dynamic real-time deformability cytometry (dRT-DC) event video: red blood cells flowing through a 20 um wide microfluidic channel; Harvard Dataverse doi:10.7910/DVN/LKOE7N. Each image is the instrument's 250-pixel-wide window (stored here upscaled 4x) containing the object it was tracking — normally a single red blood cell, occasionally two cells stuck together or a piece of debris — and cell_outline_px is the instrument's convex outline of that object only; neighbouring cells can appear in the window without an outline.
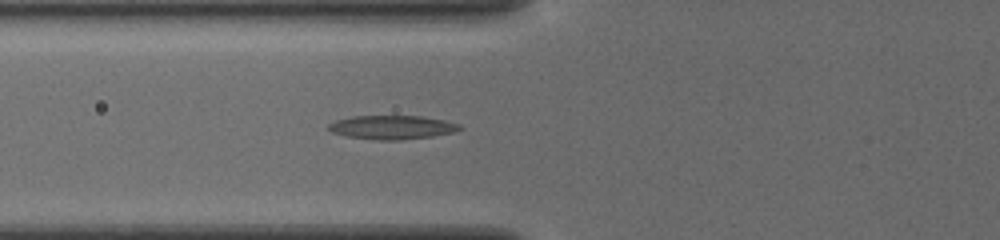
{"species": "common noctule bat (a hibernating species)", "species_latin": "Nyctalus noctula", "temperature_condition": "cold", "stored_images_in_passage": 40, "camera_frame_rate_fps": 3000, "um_per_image_px": 0.085, "animal": {"sex": "female", "body_mass_g": 19.5, "forearm_length_mm": 54.1}, "frame": {"image": 1, "passage_image": 8, "time_ms": 2.333, "image_size_px": [1000, 240], "cell_outline_px": [[464, 128], [456, 132], [432, 136], [400, 140], [376, 140], [348, 136], [332, 132], [328, 128], [328, 124], [336, 120], [352, 116], [420, 116], [444, 120], [460, 124]], "centroid_in_image_um": [33.36, 10.82], "position_along_channel_um": 92.4, "area_um2": 18.21}}
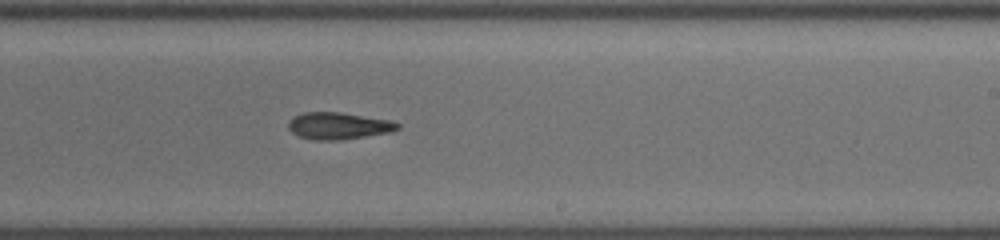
{"frame": {"image": 2, "passage_image": 21, "time_ms": 6.667, "image_size_px": [1000, 240], "cell_outline_px": [[400, 128], [388, 132], [340, 140], [312, 140], [300, 136], [292, 132], [288, 128], [288, 124], [296, 116], [304, 112], [340, 112], [388, 120], [400, 124]], "centroid_in_image_um": [28.75, 10.7], "position_along_channel_um": 260.2, "area_um2": 16.76}}
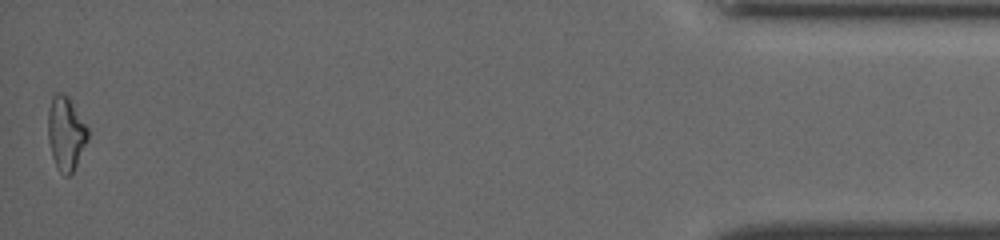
{"frame": {"image": 3, "passage_image": 40, "time_ms": 13.0, "image_size_px": [1000, 240], "cell_outline_px": [[88, 140], [72, 172], [68, 176], [64, 176], [56, 168], [52, 156], [48, 140], [48, 108], [52, 96], [56, 92], [60, 92], [68, 96], [88, 128]], "centroid_in_image_um": [5.58, 11.33], "position_along_channel_um": 429.6, "area_um2": 17.11}, "authors_computed_cell_mechanics": {"area_um2": 17.051, "velocity_mm_per_s": 3.8638, "shape_relaxation_time_tau1_ms": 3.4859, "shape_relaxation_time_tau2_ms": 9.7739, "deformation_change_tau1": 0.1218, "deformation_change_tau2": 0.214}}